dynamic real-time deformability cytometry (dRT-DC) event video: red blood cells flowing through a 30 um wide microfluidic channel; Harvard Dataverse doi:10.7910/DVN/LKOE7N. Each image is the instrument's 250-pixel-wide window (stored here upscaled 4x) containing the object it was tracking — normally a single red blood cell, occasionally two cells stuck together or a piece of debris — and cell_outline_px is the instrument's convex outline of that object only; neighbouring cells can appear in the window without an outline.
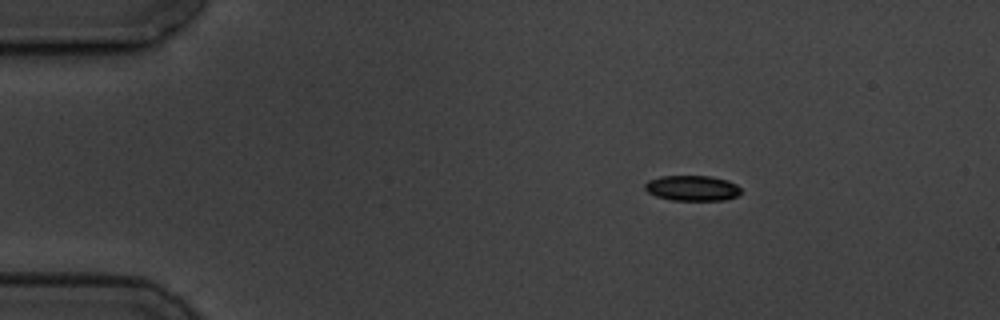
{"species": "common noctule bat (a hibernating species)", "species_latin": "Nyctalus noctula", "temperature_condition": "cold", "stored_images_in_passage": 7, "camera_frame_rate_fps": 3000, "um_per_image_px": 0.085, "animal": {"sex": "male", "body_mass_g": 19.5, "forearm_length_mm": 54.6}, "frame": {"image": 1, "passage_image": 1, "time_ms": 0.0, "image_size_px": [1000, 320], "cell_outline_px": [[740, 192], [736, 196], [724, 200], [672, 200], [656, 196], [648, 192], [644, 188], [644, 184], [648, 180], [660, 176], [712, 176], [728, 180], [736, 184], [740, 188]], "centroid_in_image_um": [58.82, 15.98], "position_along_channel_um": 26.2, "area_um2": 14.22}}
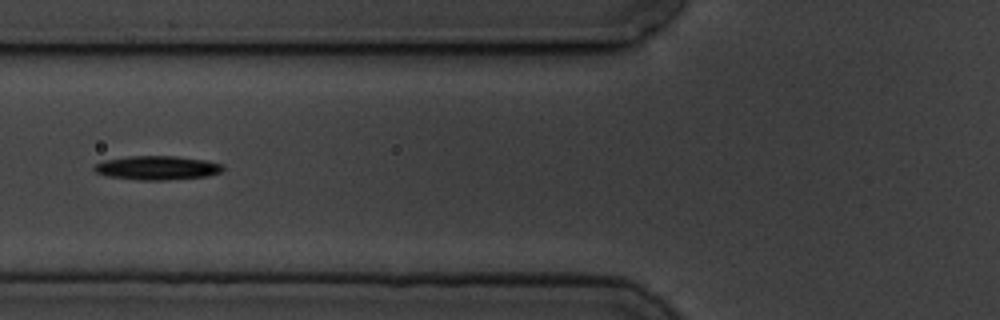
{"frame": {"image": 2, "passage_image": 4, "time_ms": 4.333, "image_size_px": [1000, 320], "cell_outline_px": [[224, 168], [220, 172], [208, 176], [164, 180], [140, 180], [108, 176], [96, 172], [92, 168], [96, 164], [104, 160], [128, 156], [176, 156], [204, 160], [224, 164]], "centroid_in_image_um": [13.36, 14.26], "position_along_channel_um": 112.4, "area_um2": 17.92}}
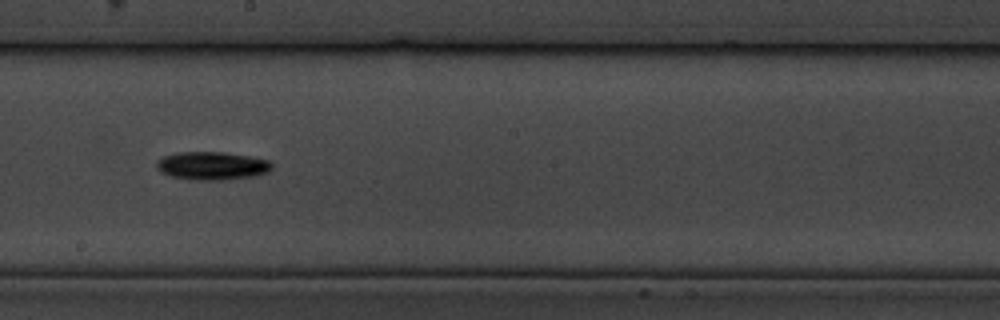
{"frame": {"image": 3, "passage_image": 7, "time_ms": 7.667, "image_size_px": [1000, 320], "cell_outline_px": [[272, 168], [268, 172], [256, 176], [220, 180], [188, 180], [168, 176], [160, 172], [156, 168], [156, 160], [164, 156], [180, 152], [224, 152], [248, 156], [268, 160], [272, 164]], "centroid_in_image_um": [17.98, 14.1], "position_along_channel_um": 230.2, "area_um2": 19.13}}